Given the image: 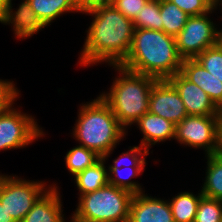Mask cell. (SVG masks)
Listing matches in <instances>:
<instances>
[{"label":"cell","instance_id":"6da1fadb","mask_svg":"<svg viewBox=\"0 0 222 222\" xmlns=\"http://www.w3.org/2000/svg\"><path fill=\"white\" fill-rule=\"evenodd\" d=\"M92 16L78 63L81 67L102 62L120 65L129 54L133 35V21L114 6L96 8L84 13Z\"/></svg>","mask_w":222,"mask_h":222},{"label":"cell","instance_id":"7a4b0ae2","mask_svg":"<svg viewBox=\"0 0 222 222\" xmlns=\"http://www.w3.org/2000/svg\"><path fill=\"white\" fill-rule=\"evenodd\" d=\"M182 62L174 36L153 29H135L129 54L120 66L163 80L180 72Z\"/></svg>","mask_w":222,"mask_h":222},{"label":"cell","instance_id":"3957f363","mask_svg":"<svg viewBox=\"0 0 222 222\" xmlns=\"http://www.w3.org/2000/svg\"><path fill=\"white\" fill-rule=\"evenodd\" d=\"M78 119L73 127V138L79 145L93 150L100 157H109L123 138L126 131L108 104L98 96L91 102L80 104Z\"/></svg>","mask_w":222,"mask_h":222},{"label":"cell","instance_id":"277c9868","mask_svg":"<svg viewBox=\"0 0 222 222\" xmlns=\"http://www.w3.org/2000/svg\"><path fill=\"white\" fill-rule=\"evenodd\" d=\"M119 75L114 78L109 92L99 96L108 104L120 125L127 128L149 111V97L155 77L112 65Z\"/></svg>","mask_w":222,"mask_h":222},{"label":"cell","instance_id":"5b68a950","mask_svg":"<svg viewBox=\"0 0 222 222\" xmlns=\"http://www.w3.org/2000/svg\"><path fill=\"white\" fill-rule=\"evenodd\" d=\"M133 194L107 184L78 197L70 222H128Z\"/></svg>","mask_w":222,"mask_h":222},{"label":"cell","instance_id":"8992f818","mask_svg":"<svg viewBox=\"0 0 222 222\" xmlns=\"http://www.w3.org/2000/svg\"><path fill=\"white\" fill-rule=\"evenodd\" d=\"M10 23L15 38L32 37L64 13L79 12L76 0H23Z\"/></svg>","mask_w":222,"mask_h":222},{"label":"cell","instance_id":"52a82bcc","mask_svg":"<svg viewBox=\"0 0 222 222\" xmlns=\"http://www.w3.org/2000/svg\"><path fill=\"white\" fill-rule=\"evenodd\" d=\"M174 140L190 148H201L206 155L220 152L221 115H188L176 124Z\"/></svg>","mask_w":222,"mask_h":222},{"label":"cell","instance_id":"ba28073f","mask_svg":"<svg viewBox=\"0 0 222 222\" xmlns=\"http://www.w3.org/2000/svg\"><path fill=\"white\" fill-rule=\"evenodd\" d=\"M50 187L45 181L0 173V202L15 222H20Z\"/></svg>","mask_w":222,"mask_h":222},{"label":"cell","instance_id":"9c48e42d","mask_svg":"<svg viewBox=\"0 0 222 222\" xmlns=\"http://www.w3.org/2000/svg\"><path fill=\"white\" fill-rule=\"evenodd\" d=\"M217 10L215 7L208 13L190 16L180 33L175 37L179 55L183 59H195L205 49L220 42L221 29L210 19V14Z\"/></svg>","mask_w":222,"mask_h":222},{"label":"cell","instance_id":"30bf717a","mask_svg":"<svg viewBox=\"0 0 222 222\" xmlns=\"http://www.w3.org/2000/svg\"><path fill=\"white\" fill-rule=\"evenodd\" d=\"M44 135L35 117L13 104L0 114V151L24 148Z\"/></svg>","mask_w":222,"mask_h":222},{"label":"cell","instance_id":"8fae6325","mask_svg":"<svg viewBox=\"0 0 222 222\" xmlns=\"http://www.w3.org/2000/svg\"><path fill=\"white\" fill-rule=\"evenodd\" d=\"M128 149L129 151L122 152L120 156L113 160V164L107 167L108 180L109 184L127 190L135 195L144 191L138 182L131 181V179L143 173L142 171L145 170V165L147 164L145 156L149 152Z\"/></svg>","mask_w":222,"mask_h":222},{"label":"cell","instance_id":"7c38bea8","mask_svg":"<svg viewBox=\"0 0 222 222\" xmlns=\"http://www.w3.org/2000/svg\"><path fill=\"white\" fill-rule=\"evenodd\" d=\"M174 123L188 116L184 103L175 87L167 80H157L149 97V111Z\"/></svg>","mask_w":222,"mask_h":222},{"label":"cell","instance_id":"4fadbf2b","mask_svg":"<svg viewBox=\"0 0 222 222\" xmlns=\"http://www.w3.org/2000/svg\"><path fill=\"white\" fill-rule=\"evenodd\" d=\"M177 90L188 115H222L206 92L180 72L167 79Z\"/></svg>","mask_w":222,"mask_h":222},{"label":"cell","instance_id":"5bb4252c","mask_svg":"<svg viewBox=\"0 0 222 222\" xmlns=\"http://www.w3.org/2000/svg\"><path fill=\"white\" fill-rule=\"evenodd\" d=\"M128 222H174L168 200L148 196L145 191L133 195Z\"/></svg>","mask_w":222,"mask_h":222},{"label":"cell","instance_id":"9a60e30c","mask_svg":"<svg viewBox=\"0 0 222 222\" xmlns=\"http://www.w3.org/2000/svg\"><path fill=\"white\" fill-rule=\"evenodd\" d=\"M134 124L138 125L137 128L143 134V138L140 140L139 146L128 148L149 152L152 145L175 139L176 125L151 112L145 113Z\"/></svg>","mask_w":222,"mask_h":222},{"label":"cell","instance_id":"2e32d148","mask_svg":"<svg viewBox=\"0 0 222 222\" xmlns=\"http://www.w3.org/2000/svg\"><path fill=\"white\" fill-rule=\"evenodd\" d=\"M180 73L203 89L222 112V82L208 72L196 59H183Z\"/></svg>","mask_w":222,"mask_h":222},{"label":"cell","instance_id":"e0dca14e","mask_svg":"<svg viewBox=\"0 0 222 222\" xmlns=\"http://www.w3.org/2000/svg\"><path fill=\"white\" fill-rule=\"evenodd\" d=\"M59 186L51 187L37 200L26 214L24 222H66Z\"/></svg>","mask_w":222,"mask_h":222},{"label":"cell","instance_id":"ac0fdd59","mask_svg":"<svg viewBox=\"0 0 222 222\" xmlns=\"http://www.w3.org/2000/svg\"><path fill=\"white\" fill-rule=\"evenodd\" d=\"M108 157L101 158L93 166L77 173L73 178L79 191V196L96 191L109 183L108 169L105 166Z\"/></svg>","mask_w":222,"mask_h":222},{"label":"cell","instance_id":"d6986e66","mask_svg":"<svg viewBox=\"0 0 222 222\" xmlns=\"http://www.w3.org/2000/svg\"><path fill=\"white\" fill-rule=\"evenodd\" d=\"M207 157V169L201 193L203 196L222 200V153L218 152Z\"/></svg>","mask_w":222,"mask_h":222},{"label":"cell","instance_id":"ffe728a7","mask_svg":"<svg viewBox=\"0 0 222 222\" xmlns=\"http://www.w3.org/2000/svg\"><path fill=\"white\" fill-rule=\"evenodd\" d=\"M202 196L201 190L196 195L186 191L178 193L171 200L169 199L174 222H194L198 203Z\"/></svg>","mask_w":222,"mask_h":222},{"label":"cell","instance_id":"44dd1931","mask_svg":"<svg viewBox=\"0 0 222 222\" xmlns=\"http://www.w3.org/2000/svg\"><path fill=\"white\" fill-rule=\"evenodd\" d=\"M160 15L162 31L174 37L180 33L190 17L169 0H160Z\"/></svg>","mask_w":222,"mask_h":222},{"label":"cell","instance_id":"7402d4cb","mask_svg":"<svg viewBox=\"0 0 222 222\" xmlns=\"http://www.w3.org/2000/svg\"><path fill=\"white\" fill-rule=\"evenodd\" d=\"M101 158L102 157L93 150L87 149L81 145H76L70 149L64 157L65 166L72 176L84 171L87 167L93 166Z\"/></svg>","mask_w":222,"mask_h":222},{"label":"cell","instance_id":"603a6c76","mask_svg":"<svg viewBox=\"0 0 222 222\" xmlns=\"http://www.w3.org/2000/svg\"><path fill=\"white\" fill-rule=\"evenodd\" d=\"M135 29H153L162 31L160 15V0H149L146 2L138 16L133 21Z\"/></svg>","mask_w":222,"mask_h":222},{"label":"cell","instance_id":"cb8c5ba5","mask_svg":"<svg viewBox=\"0 0 222 222\" xmlns=\"http://www.w3.org/2000/svg\"><path fill=\"white\" fill-rule=\"evenodd\" d=\"M212 76L222 82V43L205 49L195 58Z\"/></svg>","mask_w":222,"mask_h":222},{"label":"cell","instance_id":"d4e9b609","mask_svg":"<svg viewBox=\"0 0 222 222\" xmlns=\"http://www.w3.org/2000/svg\"><path fill=\"white\" fill-rule=\"evenodd\" d=\"M194 222H222V200L202 196Z\"/></svg>","mask_w":222,"mask_h":222},{"label":"cell","instance_id":"484cf974","mask_svg":"<svg viewBox=\"0 0 222 222\" xmlns=\"http://www.w3.org/2000/svg\"><path fill=\"white\" fill-rule=\"evenodd\" d=\"M189 16H199L214 8V0H169Z\"/></svg>","mask_w":222,"mask_h":222},{"label":"cell","instance_id":"4316f807","mask_svg":"<svg viewBox=\"0 0 222 222\" xmlns=\"http://www.w3.org/2000/svg\"><path fill=\"white\" fill-rule=\"evenodd\" d=\"M14 81L0 79V114L6 111L19 98V90Z\"/></svg>","mask_w":222,"mask_h":222},{"label":"cell","instance_id":"83f0119b","mask_svg":"<svg viewBox=\"0 0 222 222\" xmlns=\"http://www.w3.org/2000/svg\"><path fill=\"white\" fill-rule=\"evenodd\" d=\"M147 1L149 0H115L113 6L125 17L134 21Z\"/></svg>","mask_w":222,"mask_h":222},{"label":"cell","instance_id":"f1b7e54d","mask_svg":"<svg viewBox=\"0 0 222 222\" xmlns=\"http://www.w3.org/2000/svg\"><path fill=\"white\" fill-rule=\"evenodd\" d=\"M115 0H76V5L80 13H87L96 8L113 6Z\"/></svg>","mask_w":222,"mask_h":222},{"label":"cell","instance_id":"f546056e","mask_svg":"<svg viewBox=\"0 0 222 222\" xmlns=\"http://www.w3.org/2000/svg\"><path fill=\"white\" fill-rule=\"evenodd\" d=\"M12 7V0H0V23L10 25L16 14Z\"/></svg>","mask_w":222,"mask_h":222},{"label":"cell","instance_id":"4dcf8cb0","mask_svg":"<svg viewBox=\"0 0 222 222\" xmlns=\"http://www.w3.org/2000/svg\"><path fill=\"white\" fill-rule=\"evenodd\" d=\"M0 222H15L13 217L7 212L0 202Z\"/></svg>","mask_w":222,"mask_h":222},{"label":"cell","instance_id":"1f68e13d","mask_svg":"<svg viewBox=\"0 0 222 222\" xmlns=\"http://www.w3.org/2000/svg\"><path fill=\"white\" fill-rule=\"evenodd\" d=\"M219 6V10L220 8L222 9V0H214V7L216 9H218L217 7ZM222 12V11H221ZM222 18V17H221Z\"/></svg>","mask_w":222,"mask_h":222},{"label":"cell","instance_id":"d6a6232c","mask_svg":"<svg viewBox=\"0 0 222 222\" xmlns=\"http://www.w3.org/2000/svg\"><path fill=\"white\" fill-rule=\"evenodd\" d=\"M220 152L222 153V115H221V149Z\"/></svg>","mask_w":222,"mask_h":222},{"label":"cell","instance_id":"836d02e7","mask_svg":"<svg viewBox=\"0 0 222 222\" xmlns=\"http://www.w3.org/2000/svg\"><path fill=\"white\" fill-rule=\"evenodd\" d=\"M220 42L222 43V30H221V34H220Z\"/></svg>","mask_w":222,"mask_h":222}]
</instances>
